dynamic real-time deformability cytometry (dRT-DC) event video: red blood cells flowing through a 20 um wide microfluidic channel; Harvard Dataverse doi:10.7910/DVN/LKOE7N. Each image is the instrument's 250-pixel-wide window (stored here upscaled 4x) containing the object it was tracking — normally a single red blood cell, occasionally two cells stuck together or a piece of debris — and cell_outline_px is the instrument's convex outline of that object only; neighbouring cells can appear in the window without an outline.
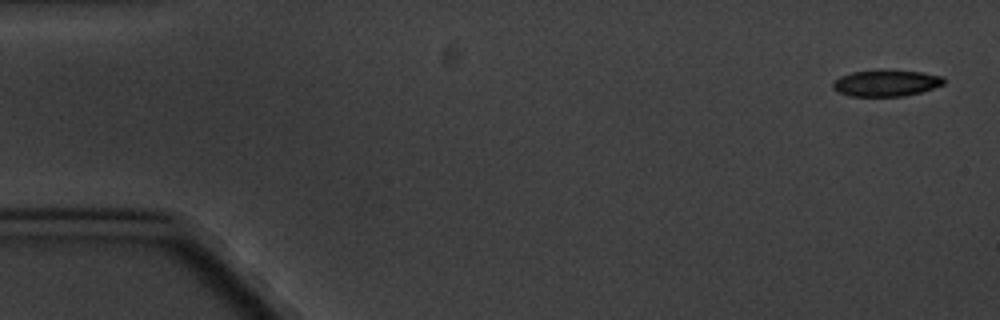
{"species": "common noctule bat (a hibernating species)", "species_latin": "Nyctalus noctula", "temperature_condition": "cold", "stored_images_in_passage": 6, "camera_frame_rate_fps": 3000, "um_per_image_px": 0.085, "animal": {"sex": "male", "body_mass_g": 20.1, "forearm_length_mm": 53.5}, "frame": {"image": 1, "passage_image": 1, "time_ms": 0.0, "image_size_px": [1000, 320], "cell_outline_px": [[944, 84], [920, 92], [904, 96], [848, 96], [836, 92], [832, 88], [832, 84], [840, 76], [852, 72], [880, 68], [920, 72], [944, 76]], "centroid_in_image_um": [75.28, 7.04], "position_along_channel_um": 9.7, "area_um2": 17.46}}
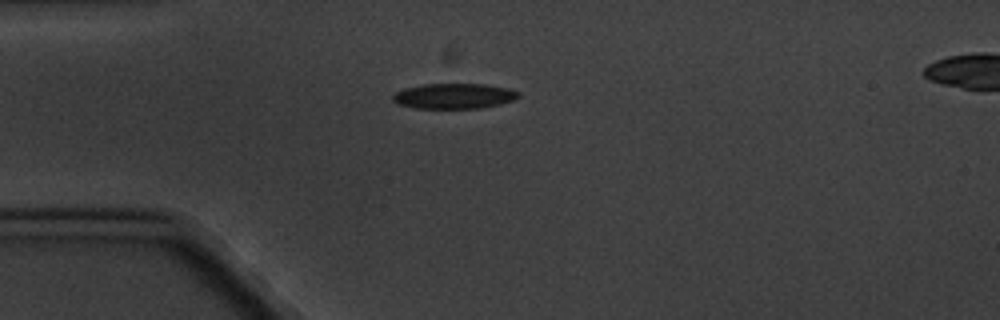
{"frame": {"image": 2, "passage_image": 4, "time_ms": 4.333, "image_size_px": [1000, 320], "cell_outline_px": [[520, 96], [512, 100], [500, 104], [480, 108], [416, 108], [396, 104], [392, 100], [392, 96], [396, 92], [404, 88], [424, 84], [484, 84], [508, 88], [520, 92]], "centroid_in_image_um": [38.57, 8.16], "position_along_channel_um": 46.4, "area_um2": 18.55}}